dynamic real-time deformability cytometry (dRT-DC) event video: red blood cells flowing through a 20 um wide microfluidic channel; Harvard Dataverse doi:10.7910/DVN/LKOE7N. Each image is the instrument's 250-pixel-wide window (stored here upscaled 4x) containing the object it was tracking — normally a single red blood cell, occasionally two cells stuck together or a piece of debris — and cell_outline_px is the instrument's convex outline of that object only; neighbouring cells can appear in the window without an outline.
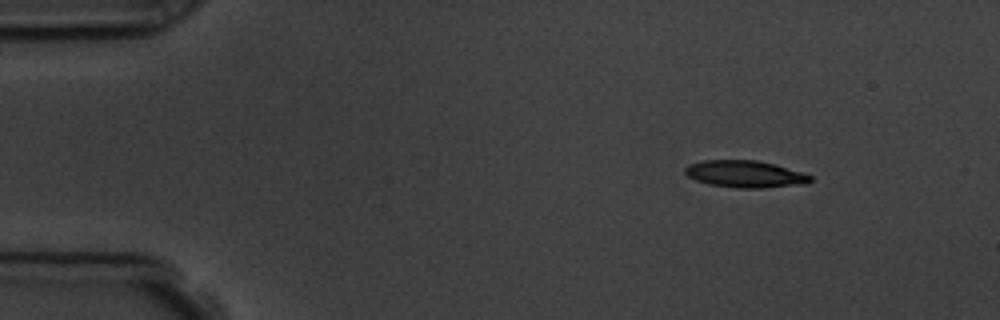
{"species": "common noctule bat (a hibernating species)", "species_latin": "Nyctalus noctula", "temperature_condition": "room temperature", "stored_images_in_passage": 7, "camera_frame_rate_fps": 3000, "um_per_image_px": 0.085, "animal": {"sex": "male", "body_mass_g": 19.5, "forearm_length_mm": 54.6}, "frame": {"image": 1, "passage_image": 1, "time_ms": 0.0, "image_size_px": [1000, 320], "cell_outline_px": [[812, 180], [804, 184], [764, 188], [736, 188], [708, 184], [696, 180], [688, 176], [684, 172], [684, 168], [688, 164], [704, 160], [756, 160], [776, 164], [812, 176]], "centroid_in_image_um": [63.31, 14.79], "position_along_channel_um": 21.7, "area_um2": 19.77}}
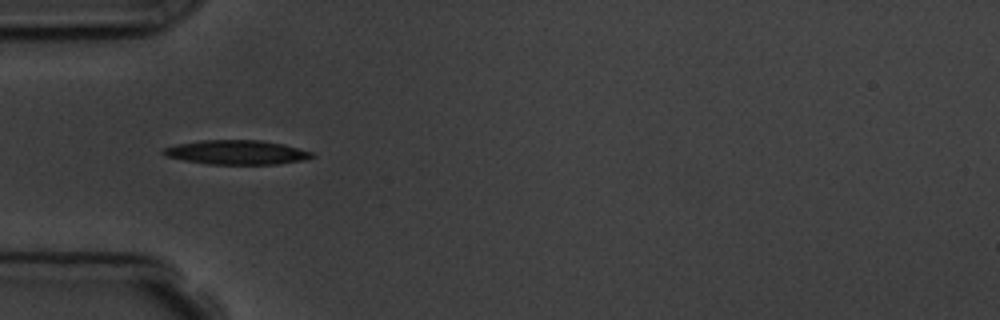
{"frame": {"image": 2, "passage_image": 4, "time_ms": 3.333, "image_size_px": [1000, 320], "cell_outline_px": [[316, 156], [304, 160], [276, 164], [208, 164], [184, 160], [164, 156], [160, 152], [164, 148], [176, 144], [200, 140], [260, 140], [284, 144], [312, 152]], "centroid_in_image_um": [20.09, 12.94], "position_along_channel_um": 64.9, "area_um2": 21.1}}